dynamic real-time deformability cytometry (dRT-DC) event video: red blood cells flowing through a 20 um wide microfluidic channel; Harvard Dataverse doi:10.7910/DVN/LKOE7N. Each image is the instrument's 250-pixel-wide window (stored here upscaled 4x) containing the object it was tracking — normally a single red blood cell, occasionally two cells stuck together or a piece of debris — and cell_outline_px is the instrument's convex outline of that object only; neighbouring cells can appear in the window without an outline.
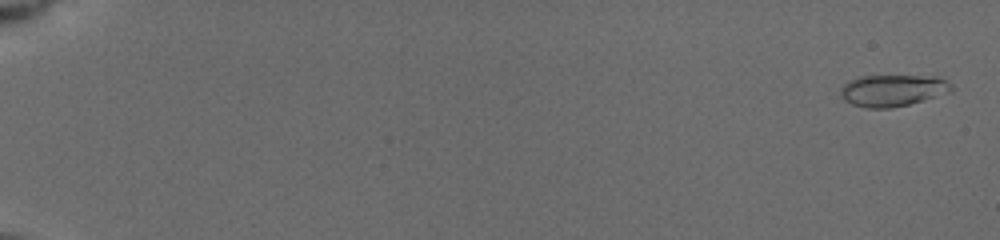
{"species": "common noctule bat (a hibernating species)", "species_latin": "Nyctalus noctula", "temperature_condition": "cold", "stored_images_in_passage": 44, "camera_frame_rate_fps": 3000, "um_per_image_px": 0.085, "animal": {"sex": "female", "body_mass_g": 19.5, "forearm_length_mm": 54.1}, "frame": {"image": 1, "passage_image": 1, "time_ms": 0.0, "image_size_px": [1000, 240], "cell_outline_px": [[952, 92], [908, 104], [888, 108], [868, 108], [852, 104], [840, 92], [840, 88], [844, 84], [860, 76], [936, 76], [944, 80], [952, 88]], "centroid_in_image_um": [75.89, 7.68], "position_along_channel_um": 9.1, "area_um2": 20.0}}
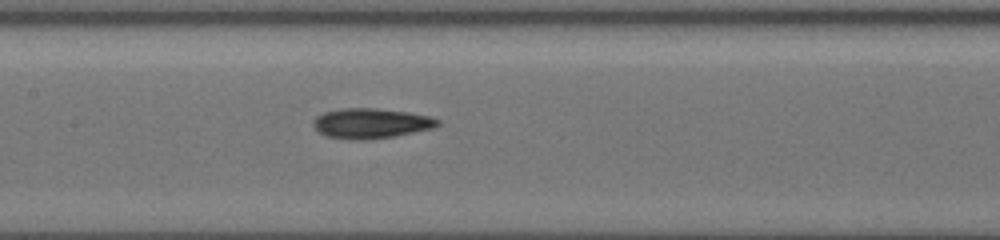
{"frame": {"image": 2, "passage_image": 26, "time_ms": 9.333, "image_size_px": [1000, 240], "cell_outline_px": [[440, 124], [432, 128], [396, 136], [356, 140], [328, 136], [320, 132], [312, 124], [316, 116], [324, 112], [340, 108], [376, 108], [408, 112], [428, 116], [440, 120]], "centroid_in_image_um": [31.53, 10.47], "position_along_channel_um": 175.9, "area_um2": 21.56}}
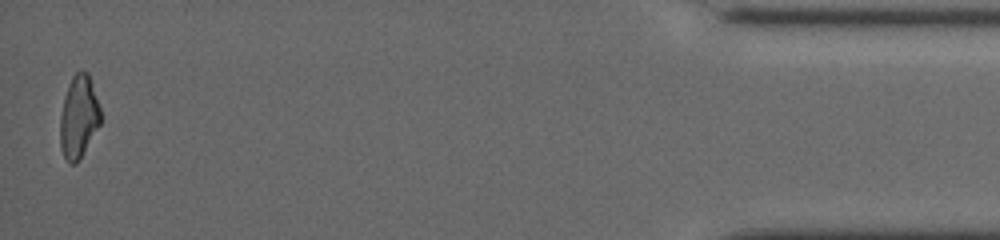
{"frame": {"image": 3, "passage_image": 44, "time_ms": 17.667, "image_size_px": [1000, 240], "cell_outline_px": [[100, 124], [76, 164], [68, 164], [60, 148], [60, 116], [64, 96], [68, 84], [72, 76], [76, 72], [88, 72], [100, 108]], "centroid_in_image_um": [6.67, 9.94], "position_along_channel_um": 428.5, "area_um2": 19.31}, "authors_computed_cell_mechanics": {"area_um2": 19.8254, "velocity_mm_per_s": 3.9068, "shape_relaxation_time_tau1_ms": 3.0599, "shape_relaxation_time_tau2_ms": 4.077, "deformation_change_tau1": 0.1475, "deformation_change_tau2": 0.1266}}